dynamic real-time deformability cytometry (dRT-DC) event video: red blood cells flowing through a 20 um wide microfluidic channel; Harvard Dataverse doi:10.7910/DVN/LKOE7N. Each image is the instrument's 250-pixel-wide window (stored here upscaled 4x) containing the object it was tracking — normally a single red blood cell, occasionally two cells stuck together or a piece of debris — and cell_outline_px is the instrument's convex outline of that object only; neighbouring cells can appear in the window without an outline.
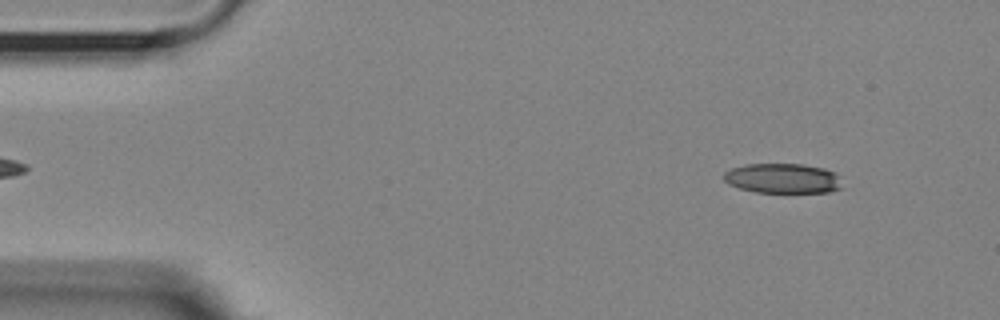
{"species": "Egyptian fruit bat (a non-hibernating species)", "species_latin": "Rousettus aegyptiacus", "temperature_condition": "room temperature", "stored_images_in_passage": 55, "camera_frame_rate_fps": 3000, "um_per_image_px": 0.085, "animal": {"sex": "female"}, "frame": {"image": 1, "passage_image": 5, "time_ms": 1.333, "image_size_px": [1000, 320], "cell_outline_px": [[840, 188], [828, 192], [756, 192], [740, 188], [728, 184], [724, 180], [724, 172], [732, 168], [744, 164], [804, 164], [824, 168], [836, 172], [840, 176]], "centroid_in_image_um": [66.53, 15.15], "position_along_channel_um": 18.5, "area_um2": 20.63}}
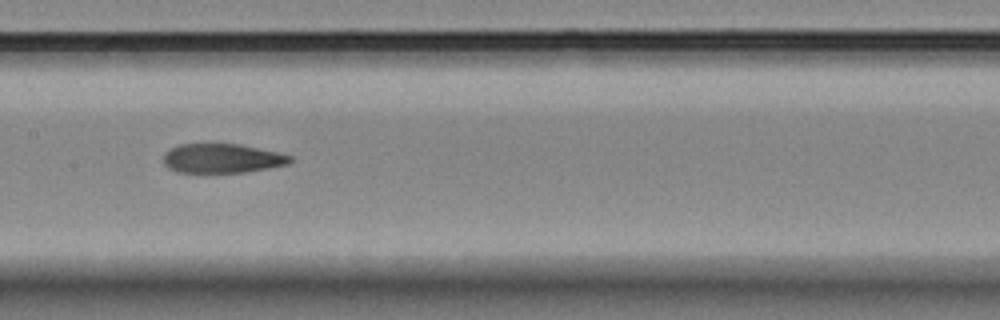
{"frame": {"image": 2, "passage_image": 26, "time_ms": 8.333, "image_size_px": [1000, 320], "cell_outline_px": [[292, 160], [288, 164], [268, 168], [244, 172], [204, 176], [176, 172], [168, 168], [164, 164], [164, 152], [180, 144], [240, 144], [276, 152], [292, 156]], "centroid_in_image_um": [18.81, 13.52], "position_along_channel_um": 188.6, "area_um2": 22.43}}
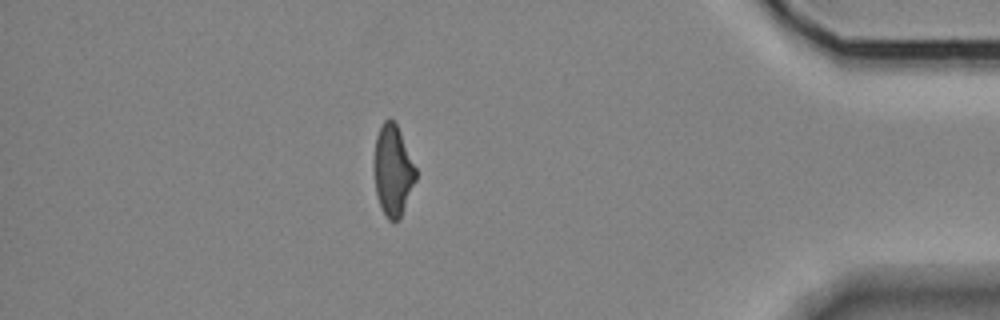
{"frame": {"image": 3, "passage_image": 47, "time_ms": 15.333, "image_size_px": [1000, 320], "cell_outline_px": [[416, 180], [400, 220], [388, 220], [380, 204], [376, 192], [372, 168], [376, 136], [384, 120], [388, 116], [396, 124], [400, 132], [416, 168]], "centroid_in_image_um": [33.38, 14.49], "position_along_channel_um": 401.8, "area_um2": 22.2}, "authors_computed_cell_mechanics": {"area_um2": 22.8888, "velocity_mm_per_s": 3.6328, "shape_relaxation_time_tau1_ms": null, "shape_relaxation_time_tau2_ms": 3.7968, "deformation_change_tau1": null, "deformation_change_tau2": 0.133}}